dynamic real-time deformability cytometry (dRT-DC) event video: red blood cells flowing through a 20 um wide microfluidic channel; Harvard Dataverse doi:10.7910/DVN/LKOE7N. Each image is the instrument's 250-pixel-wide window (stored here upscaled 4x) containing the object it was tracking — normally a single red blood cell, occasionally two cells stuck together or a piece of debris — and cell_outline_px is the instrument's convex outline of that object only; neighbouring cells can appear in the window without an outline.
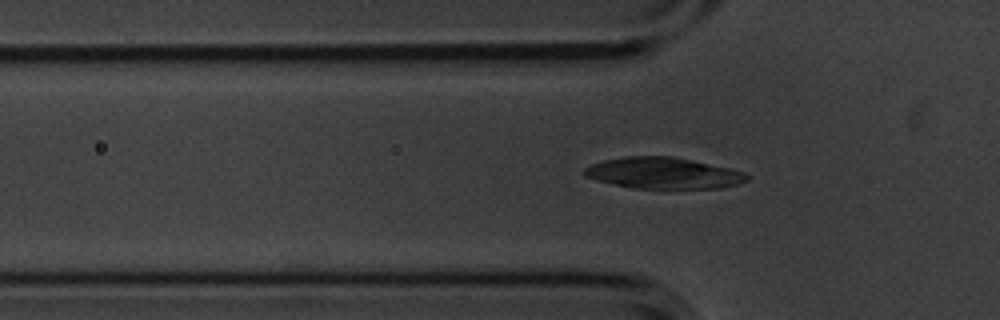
{"species": "common noctule bat (a hibernating species)", "species_latin": "Nyctalus noctula", "temperature_condition": "cold", "stored_images_in_passage": 44, "segment_of_instrument_passage": [1, 2], "camera_frame_rate_fps": 3000, "um_per_image_px": 0.085, "animal": {"sex": "male", "body_mass_g": 20.1, "forearm_length_mm": 53.5}, "frame": {"image": 1, "passage_image": 12, "time_ms": 3.667, "image_size_px": [1000, 320], "cell_outline_px": [[748, 180], [736, 184], [720, 188], [632, 188], [596, 180], [584, 176], [580, 172], [584, 168], [592, 164], [604, 160], [624, 156], [672, 156], [728, 168], [744, 172], [748, 176]], "centroid_in_image_um": [56.32, 14.71], "position_along_channel_um": 69.5, "area_um2": 29.42}}
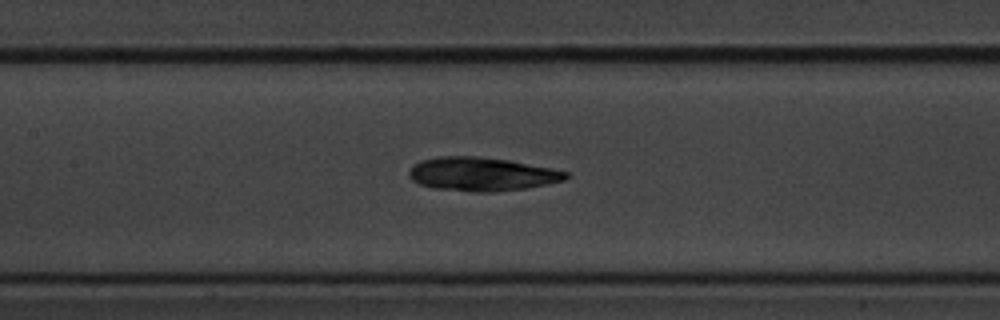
{"frame": {"image": 2, "passage_image": 20, "time_ms": 6.333, "image_size_px": [1000, 320], "cell_outline_px": [[568, 176], [564, 180], [548, 184], [524, 188], [496, 192], [476, 192], [432, 188], [420, 184], [412, 180], [408, 176], [408, 172], [412, 164], [420, 160], [440, 156], [476, 156], [508, 160], [552, 168], [568, 172]], "centroid_in_image_um": [40.91, 14.8], "position_along_channel_um": 166.5, "area_um2": 30.87}}
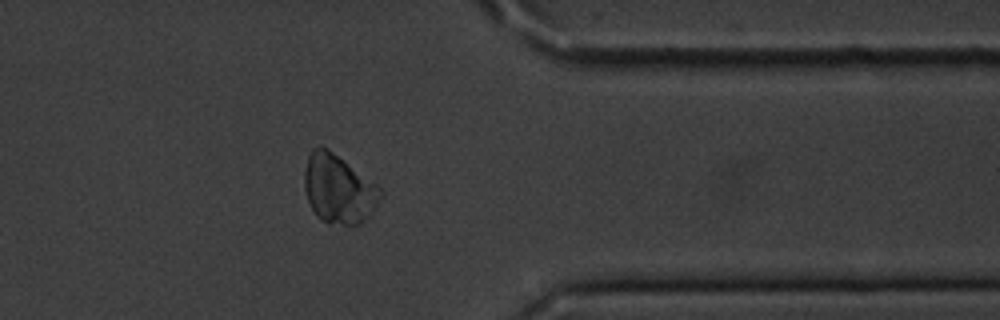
{"frame": {"image": 3, "passage_image": 39, "time_ms": 12.667, "image_size_px": [1000, 320], "cell_outline_px": [[384, 192], [368, 216], [360, 224], [344, 224], [320, 220], [316, 216], [308, 200], [304, 188], [304, 172], [308, 156], [312, 148], [320, 144], [328, 148], [376, 184]], "centroid_in_image_um": [28.74, 16.03], "position_along_channel_um": 382.7, "area_um2": 30.17}}